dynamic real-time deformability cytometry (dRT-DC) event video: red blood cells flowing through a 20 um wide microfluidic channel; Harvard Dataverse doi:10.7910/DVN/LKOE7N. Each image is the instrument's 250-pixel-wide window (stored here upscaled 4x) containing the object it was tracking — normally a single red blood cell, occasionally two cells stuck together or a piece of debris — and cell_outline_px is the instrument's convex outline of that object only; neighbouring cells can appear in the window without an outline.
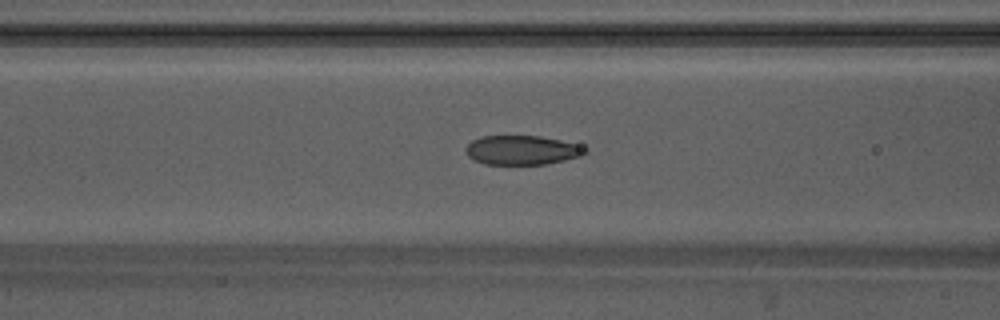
{"species": "Egyptian fruit bat (a non-hibernating species)", "species_latin": "Rousettus aegyptiacus", "temperature_condition": "warm", "stored_images_in_passage": 54, "camera_frame_rate_fps": 3000, "um_per_image_px": 0.085, "animal": {"sex": "male"}, "frame": {"image": 1, "passage_image": 21, "time_ms": 6.667, "image_size_px": [1000, 320], "cell_outline_px": [[588, 152], [580, 156], [564, 160], [544, 164], [484, 164], [468, 156], [464, 148], [472, 140], [480, 136], [540, 136], [560, 140], [576, 144], [584, 148]], "centroid_in_image_um": [44.33, 12.75], "position_along_channel_um": 122.3, "area_um2": 20.17}}
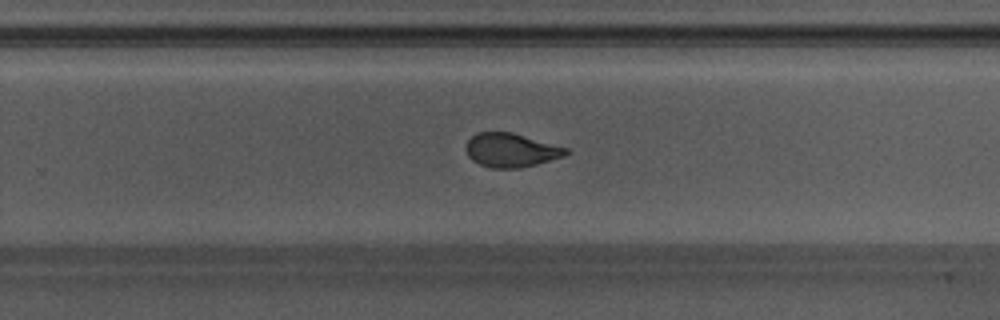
{"frame": {"image": 2, "passage_image": 34, "time_ms": 11.0, "image_size_px": [1000, 320], "cell_outline_px": [[568, 152], [564, 156], [536, 164], [520, 168], [492, 168], [480, 164], [472, 160], [468, 156], [464, 148], [468, 140], [476, 132], [512, 132], [568, 148]], "centroid_in_image_um": [43.4, 12.76], "position_along_channel_um": 286.4, "area_um2": 19.71}}
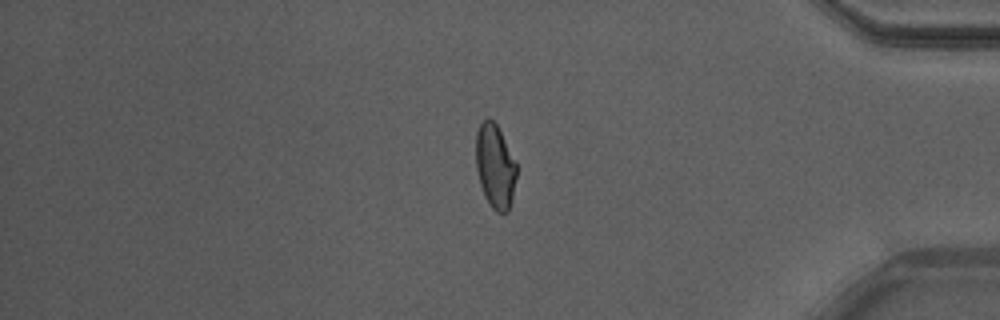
{"frame": {"image": 3, "passage_image": 45, "time_ms": 14.667, "image_size_px": [1000, 320], "cell_outline_px": [[516, 176], [512, 196], [508, 212], [496, 212], [492, 208], [484, 196], [480, 184], [476, 168], [476, 132], [480, 124], [488, 116], [496, 124], [516, 164]], "centroid_in_image_um": [42.06, 14.14], "position_along_channel_um": 393.1, "area_um2": 19.59}, "authors_computed_cell_mechanics": {"area_um2": 20.6635, "velocity_mm_per_s": 3.7912, "shape_relaxation_time_tau1_ms": 6.8067, "shape_relaxation_time_tau2_ms": 1.3002, "deformation_change_tau1": 0.1824, "deformation_change_tau2": 0.0634}}